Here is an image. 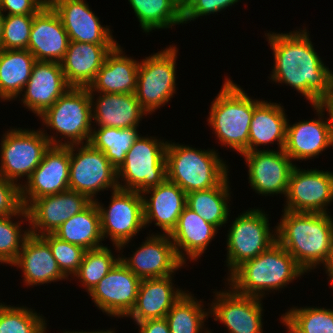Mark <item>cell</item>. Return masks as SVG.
<instances>
[{"instance_id": "16", "label": "cell", "mask_w": 333, "mask_h": 333, "mask_svg": "<svg viewBox=\"0 0 333 333\" xmlns=\"http://www.w3.org/2000/svg\"><path fill=\"white\" fill-rule=\"evenodd\" d=\"M141 279L120 260L88 293L95 307L112 318H127L133 310Z\"/></svg>"}, {"instance_id": "45", "label": "cell", "mask_w": 333, "mask_h": 333, "mask_svg": "<svg viewBox=\"0 0 333 333\" xmlns=\"http://www.w3.org/2000/svg\"><path fill=\"white\" fill-rule=\"evenodd\" d=\"M22 208L20 187L0 175V216L17 214Z\"/></svg>"}, {"instance_id": "36", "label": "cell", "mask_w": 333, "mask_h": 333, "mask_svg": "<svg viewBox=\"0 0 333 333\" xmlns=\"http://www.w3.org/2000/svg\"><path fill=\"white\" fill-rule=\"evenodd\" d=\"M203 300L187 290L165 316L170 333H210L205 323L210 318V307L208 303L206 308Z\"/></svg>"}, {"instance_id": "52", "label": "cell", "mask_w": 333, "mask_h": 333, "mask_svg": "<svg viewBox=\"0 0 333 333\" xmlns=\"http://www.w3.org/2000/svg\"><path fill=\"white\" fill-rule=\"evenodd\" d=\"M46 5H50L54 0H42Z\"/></svg>"}, {"instance_id": "11", "label": "cell", "mask_w": 333, "mask_h": 333, "mask_svg": "<svg viewBox=\"0 0 333 333\" xmlns=\"http://www.w3.org/2000/svg\"><path fill=\"white\" fill-rule=\"evenodd\" d=\"M110 195L108 207L99 199L94 202L100 214L103 239L109 238L114 252L123 253L125 247H133L130 242L145 230L143 197L136 191L120 188L111 191Z\"/></svg>"}, {"instance_id": "18", "label": "cell", "mask_w": 333, "mask_h": 333, "mask_svg": "<svg viewBox=\"0 0 333 333\" xmlns=\"http://www.w3.org/2000/svg\"><path fill=\"white\" fill-rule=\"evenodd\" d=\"M70 145L50 146L42 162L20 187L26 208L33 200L69 190Z\"/></svg>"}, {"instance_id": "33", "label": "cell", "mask_w": 333, "mask_h": 333, "mask_svg": "<svg viewBox=\"0 0 333 333\" xmlns=\"http://www.w3.org/2000/svg\"><path fill=\"white\" fill-rule=\"evenodd\" d=\"M36 62L27 49H0V102L15 101L31 77Z\"/></svg>"}, {"instance_id": "46", "label": "cell", "mask_w": 333, "mask_h": 333, "mask_svg": "<svg viewBox=\"0 0 333 333\" xmlns=\"http://www.w3.org/2000/svg\"><path fill=\"white\" fill-rule=\"evenodd\" d=\"M46 4L42 0H0L3 15H35Z\"/></svg>"}, {"instance_id": "26", "label": "cell", "mask_w": 333, "mask_h": 333, "mask_svg": "<svg viewBox=\"0 0 333 333\" xmlns=\"http://www.w3.org/2000/svg\"><path fill=\"white\" fill-rule=\"evenodd\" d=\"M89 93L93 128L114 127L123 129L139 127L142 119L149 115L141 107L135 94Z\"/></svg>"}, {"instance_id": "19", "label": "cell", "mask_w": 333, "mask_h": 333, "mask_svg": "<svg viewBox=\"0 0 333 333\" xmlns=\"http://www.w3.org/2000/svg\"><path fill=\"white\" fill-rule=\"evenodd\" d=\"M92 201L75 191H65L33 200L27 207L30 234H54L72 216L86 209Z\"/></svg>"}, {"instance_id": "47", "label": "cell", "mask_w": 333, "mask_h": 333, "mask_svg": "<svg viewBox=\"0 0 333 333\" xmlns=\"http://www.w3.org/2000/svg\"><path fill=\"white\" fill-rule=\"evenodd\" d=\"M137 333H170L166 318L148 319L135 324Z\"/></svg>"}, {"instance_id": "39", "label": "cell", "mask_w": 333, "mask_h": 333, "mask_svg": "<svg viewBox=\"0 0 333 333\" xmlns=\"http://www.w3.org/2000/svg\"><path fill=\"white\" fill-rule=\"evenodd\" d=\"M24 222L28 227L23 226ZM29 235V217L26 208L23 207L17 214L0 216V264H8L11 267Z\"/></svg>"}, {"instance_id": "30", "label": "cell", "mask_w": 333, "mask_h": 333, "mask_svg": "<svg viewBox=\"0 0 333 333\" xmlns=\"http://www.w3.org/2000/svg\"><path fill=\"white\" fill-rule=\"evenodd\" d=\"M124 49L118 43L106 55L102 67L88 86L89 92L135 93L140 59L126 55Z\"/></svg>"}, {"instance_id": "27", "label": "cell", "mask_w": 333, "mask_h": 333, "mask_svg": "<svg viewBox=\"0 0 333 333\" xmlns=\"http://www.w3.org/2000/svg\"><path fill=\"white\" fill-rule=\"evenodd\" d=\"M285 111L280 102L254 98V113L249 130V152L259 151L262 147L263 151L273 150L269 145L274 144L277 145V150L284 148L289 119Z\"/></svg>"}, {"instance_id": "14", "label": "cell", "mask_w": 333, "mask_h": 333, "mask_svg": "<svg viewBox=\"0 0 333 333\" xmlns=\"http://www.w3.org/2000/svg\"><path fill=\"white\" fill-rule=\"evenodd\" d=\"M224 283L225 289L211 292L210 318L213 316L228 333H264V299L238 294Z\"/></svg>"}, {"instance_id": "43", "label": "cell", "mask_w": 333, "mask_h": 333, "mask_svg": "<svg viewBox=\"0 0 333 333\" xmlns=\"http://www.w3.org/2000/svg\"><path fill=\"white\" fill-rule=\"evenodd\" d=\"M34 15H4L1 49H27Z\"/></svg>"}, {"instance_id": "17", "label": "cell", "mask_w": 333, "mask_h": 333, "mask_svg": "<svg viewBox=\"0 0 333 333\" xmlns=\"http://www.w3.org/2000/svg\"><path fill=\"white\" fill-rule=\"evenodd\" d=\"M240 156L248 168V184L256 194L286 197L295 164L283 149L244 152Z\"/></svg>"}, {"instance_id": "49", "label": "cell", "mask_w": 333, "mask_h": 333, "mask_svg": "<svg viewBox=\"0 0 333 333\" xmlns=\"http://www.w3.org/2000/svg\"><path fill=\"white\" fill-rule=\"evenodd\" d=\"M325 274H327V280L329 281L330 288L333 290V251L331 254V258L327 265L323 268Z\"/></svg>"}, {"instance_id": "34", "label": "cell", "mask_w": 333, "mask_h": 333, "mask_svg": "<svg viewBox=\"0 0 333 333\" xmlns=\"http://www.w3.org/2000/svg\"><path fill=\"white\" fill-rule=\"evenodd\" d=\"M142 32L183 26V0H128ZM141 26V27H140Z\"/></svg>"}, {"instance_id": "10", "label": "cell", "mask_w": 333, "mask_h": 333, "mask_svg": "<svg viewBox=\"0 0 333 333\" xmlns=\"http://www.w3.org/2000/svg\"><path fill=\"white\" fill-rule=\"evenodd\" d=\"M15 127L5 129L0 139V175L21 187L51 144L40 128Z\"/></svg>"}, {"instance_id": "7", "label": "cell", "mask_w": 333, "mask_h": 333, "mask_svg": "<svg viewBox=\"0 0 333 333\" xmlns=\"http://www.w3.org/2000/svg\"><path fill=\"white\" fill-rule=\"evenodd\" d=\"M237 215L228 224L225 234L227 247L224 266L228 272L224 281L243 263L256 258L277 242L276 225L272 228L269 223L271 215L263 207H249Z\"/></svg>"}, {"instance_id": "48", "label": "cell", "mask_w": 333, "mask_h": 333, "mask_svg": "<svg viewBox=\"0 0 333 333\" xmlns=\"http://www.w3.org/2000/svg\"><path fill=\"white\" fill-rule=\"evenodd\" d=\"M318 105L324 111L328 119L330 138L333 145V92L328 97L320 100L318 102Z\"/></svg>"}, {"instance_id": "20", "label": "cell", "mask_w": 333, "mask_h": 333, "mask_svg": "<svg viewBox=\"0 0 333 333\" xmlns=\"http://www.w3.org/2000/svg\"><path fill=\"white\" fill-rule=\"evenodd\" d=\"M317 118L301 119L292 124L287 122L286 141L283 150L294 162L302 163L318 158L326 149H333L329 123L324 111L318 104L311 105ZM329 148V149H328Z\"/></svg>"}, {"instance_id": "21", "label": "cell", "mask_w": 333, "mask_h": 333, "mask_svg": "<svg viewBox=\"0 0 333 333\" xmlns=\"http://www.w3.org/2000/svg\"><path fill=\"white\" fill-rule=\"evenodd\" d=\"M50 6L60 17L70 41L118 44L110 25H103L86 0H54Z\"/></svg>"}, {"instance_id": "41", "label": "cell", "mask_w": 333, "mask_h": 333, "mask_svg": "<svg viewBox=\"0 0 333 333\" xmlns=\"http://www.w3.org/2000/svg\"><path fill=\"white\" fill-rule=\"evenodd\" d=\"M45 318L32 307L0 302V333H47Z\"/></svg>"}, {"instance_id": "37", "label": "cell", "mask_w": 333, "mask_h": 333, "mask_svg": "<svg viewBox=\"0 0 333 333\" xmlns=\"http://www.w3.org/2000/svg\"><path fill=\"white\" fill-rule=\"evenodd\" d=\"M140 134L138 127L93 128L89 143L95 149L102 151L111 165L118 170L125 162L127 152Z\"/></svg>"}, {"instance_id": "12", "label": "cell", "mask_w": 333, "mask_h": 333, "mask_svg": "<svg viewBox=\"0 0 333 333\" xmlns=\"http://www.w3.org/2000/svg\"><path fill=\"white\" fill-rule=\"evenodd\" d=\"M69 174V190L86 195L92 202L100 192L119 188L117 170L90 143L70 145Z\"/></svg>"}, {"instance_id": "6", "label": "cell", "mask_w": 333, "mask_h": 333, "mask_svg": "<svg viewBox=\"0 0 333 333\" xmlns=\"http://www.w3.org/2000/svg\"><path fill=\"white\" fill-rule=\"evenodd\" d=\"M38 118L51 146L89 143L93 118L88 88L71 87Z\"/></svg>"}, {"instance_id": "23", "label": "cell", "mask_w": 333, "mask_h": 333, "mask_svg": "<svg viewBox=\"0 0 333 333\" xmlns=\"http://www.w3.org/2000/svg\"><path fill=\"white\" fill-rule=\"evenodd\" d=\"M141 194L145 229L153 223L160 229L158 234L170 235L187 205V194L167 179Z\"/></svg>"}, {"instance_id": "38", "label": "cell", "mask_w": 333, "mask_h": 333, "mask_svg": "<svg viewBox=\"0 0 333 333\" xmlns=\"http://www.w3.org/2000/svg\"><path fill=\"white\" fill-rule=\"evenodd\" d=\"M278 320L286 333H333V309L326 306L292 305Z\"/></svg>"}, {"instance_id": "29", "label": "cell", "mask_w": 333, "mask_h": 333, "mask_svg": "<svg viewBox=\"0 0 333 333\" xmlns=\"http://www.w3.org/2000/svg\"><path fill=\"white\" fill-rule=\"evenodd\" d=\"M219 230L207 223L187 206L179 216L175 229L170 234L178 257L186 264L198 262L206 253ZM188 259V260H187Z\"/></svg>"}, {"instance_id": "8", "label": "cell", "mask_w": 333, "mask_h": 333, "mask_svg": "<svg viewBox=\"0 0 333 333\" xmlns=\"http://www.w3.org/2000/svg\"><path fill=\"white\" fill-rule=\"evenodd\" d=\"M179 48L174 43L140 59L135 96L149 114L166 107L177 94V63ZM177 78V79H176Z\"/></svg>"}, {"instance_id": "4", "label": "cell", "mask_w": 333, "mask_h": 333, "mask_svg": "<svg viewBox=\"0 0 333 333\" xmlns=\"http://www.w3.org/2000/svg\"><path fill=\"white\" fill-rule=\"evenodd\" d=\"M223 85L211 102L207 125L220 147L240 155L249 152V130L254 113V99L242 86L224 76Z\"/></svg>"}, {"instance_id": "31", "label": "cell", "mask_w": 333, "mask_h": 333, "mask_svg": "<svg viewBox=\"0 0 333 333\" xmlns=\"http://www.w3.org/2000/svg\"><path fill=\"white\" fill-rule=\"evenodd\" d=\"M117 44H92L70 41L60 62L70 87L88 88L102 67L106 55Z\"/></svg>"}, {"instance_id": "40", "label": "cell", "mask_w": 333, "mask_h": 333, "mask_svg": "<svg viewBox=\"0 0 333 333\" xmlns=\"http://www.w3.org/2000/svg\"><path fill=\"white\" fill-rule=\"evenodd\" d=\"M119 260L120 253L115 255L107 245L86 250L80 268L71 280H77L88 294Z\"/></svg>"}, {"instance_id": "3", "label": "cell", "mask_w": 333, "mask_h": 333, "mask_svg": "<svg viewBox=\"0 0 333 333\" xmlns=\"http://www.w3.org/2000/svg\"><path fill=\"white\" fill-rule=\"evenodd\" d=\"M306 275L290 253L278 242L256 258L239 266L226 280L236 293L265 299ZM275 290V291H274Z\"/></svg>"}, {"instance_id": "5", "label": "cell", "mask_w": 333, "mask_h": 333, "mask_svg": "<svg viewBox=\"0 0 333 333\" xmlns=\"http://www.w3.org/2000/svg\"><path fill=\"white\" fill-rule=\"evenodd\" d=\"M172 141L168 140L165 151L167 180L186 194L217 187L230 176V166L220 157L218 149L205 150Z\"/></svg>"}, {"instance_id": "1", "label": "cell", "mask_w": 333, "mask_h": 333, "mask_svg": "<svg viewBox=\"0 0 333 333\" xmlns=\"http://www.w3.org/2000/svg\"><path fill=\"white\" fill-rule=\"evenodd\" d=\"M303 28L286 33L264 31L274 60L267 81L286 84L314 105L333 92V71L316 52L308 27Z\"/></svg>"}, {"instance_id": "50", "label": "cell", "mask_w": 333, "mask_h": 333, "mask_svg": "<svg viewBox=\"0 0 333 333\" xmlns=\"http://www.w3.org/2000/svg\"><path fill=\"white\" fill-rule=\"evenodd\" d=\"M115 332H116L115 328H109L107 330L106 329L105 330L104 329H102V330L99 329V331H98V329L94 330V331L93 330L92 331L91 330H89V331H86V330L85 331H83V330H80V331L79 330H77V331L76 330H70L69 331L68 330L67 331L66 329L63 332L61 331V333H115Z\"/></svg>"}, {"instance_id": "2", "label": "cell", "mask_w": 333, "mask_h": 333, "mask_svg": "<svg viewBox=\"0 0 333 333\" xmlns=\"http://www.w3.org/2000/svg\"><path fill=\"white\" fill-rule=\"evenodd\" d=\"M276 223L277 242L296 263L310 274L327 265L333 251V216L331 213H306L282 210Z\"/></svg>"}, {"instance_id": "35", "label": "cell", "mask_w": 333, "mask_h": 333, "mask_svg": "<svg viewBox=\"0 0 333 333\" xmlns=\"http://www.w3.org/2000/svg\"><path fill=\"white\" fill-rule=\"evenodd\" d=\"M54 235L71 244L79 245L85 250L105 246L101 232L100 214L95 202L82 212L65 221Z\"/></svg>"}, {"instance_id": "22", "label": "cell", "mask_w": 333, "mask_h": 333, "mask_svg": "<svg viewBox=\"0 0 333 333\" xmlns=\"http://www.w3.org/2000/svg\"><path fill=\"white\" fill-rule=\"evenodd\" d=\"M70 88L60 62L36 61L16 101H21L27 111L38 117Z\"/></svg>"}, {"instance_id": "9", "label": "cell", "mask_w": 333, "mask_h": 333, "mask_svg": "<svg viewBox=\"0 0 333 333\" xmlns=\"http://www.w3.org/2000/svg\"><path fill=\"white\" fill-rule=\"evenodd\" d=\"M161 138L140 134L117 170L120 189L143 193L167 179L165 151L168 140Z\"/></svg>"}, {"instance_id": "28", "label": "cell", "mask_w": 333, "mask_h": 333, "mask_svg": "<svg viewBox=\"0 0 333 333\" xmlns=\"http://www.w3.org/2000/svg\"><path fill=\"white\" fill-rule=\"evenodd\" d=\"M174 275L142 279L133 310L127 316L133 324L144 320L164 318L172 306L187 291L174 284ZM176 286V287H175Z\"/></svg>"}, {"instance_id": "25", "label": "cell", "mask_w": 333, "mask_h": 333, "mask_svg": "<svg viewBox=\"0 0 333 333\" xmlns=\"http://www.w3.org/2000/svg\"><path fill=\"white\" fill-rule=\"evenodd\" d=\"M13 266L21 270L22 282L27 288L69 280L59 269L49 244L41 236L30 234L27 237Z\"/></svg>"}, {"instance_id": "42", "label": "cell", "mask_w": 333, "mask_h": 333, "mask_svg": "<svg viewBox=\"0 0 333 333\" xmlns=\"http://www.w3.org/2000/svg\"><path fill=\"white\" fill-rule=\"evenodd\" d=\"M41 237L49 244L61 272L71 281L80 268L86 250L79 245L63 241L54 234Z\"/></svg>"}, {"instance_id": "44", "label": "cell", "mask_w": 333, "mask_h": 333, "mask_svg": "<svg viewBox=\"0 0 333 333\" xmlns=\"http://www.w3.org/2000/svg\"><path fill=\"white\" fill-rule=\"evenodd\" d=\"M241 0H183V25L224 12Z\"/></svg>"}, {"instance_id": "13", "label": "cell", "mask_w": 333, "mask_h": 333, "mask_svg": "<svg viewBox=\"0 0 333 333\" xmlns=\"http://www.w3.org/2000/svg\"><path fill=\"white\" fill-rule=\"evenodd\" d=\"M333 172L295 165L283 209L291 212L330 213L333 204Z\"/></svg>"}, {"instance_id": "15", "label": "cell", "mask_w": 333, "mask_h": 333, "mask_svg": "<svg viewBox=\"0 0 333 333\" xmlns=\"http://www.w3.org/2000/svg\"><path fill=\"white\" fill-rule=\"evenodd\" d=\"M154 233L149 232L141 245L128 253L129 257L120 253V261L141 280L176 276L187 267L178 257L170 235Z\"/></svg>"}, {"instance_id": "51", "label": "cell", "mask_w": 333, "mask_h": 333, "mask_svg": "<svg viewBox=\"0 0 333 333\" xmlns=\"http://www.w3.org/2000/svg\"><path fill=\"white\" fill-rule=\"evenodd\" d=\"M3 19H4V15L0 12V49H1V39H2V31H3Z\"/></svg>"}, {"instance_id": "24", "label": "cell", "mask_w": 333, "mask_h": 333, "mask_svg": "<svg viewBox=\"0 0 333 333\" xmlns=\"http://www.w3.org/2000/svg\"><path fill=\"white\" fill-rule=\"evenodd\" d=\"M70 39L58 14L45 5L34 15L27 50L36 61L61 62Z\"/></svg>"}, {"instance_id": "32", "label": "cell", "mask_w": 333, "mask_h": 333, "mask_svg": "<svg viewBox=\"0 0 333 333\" xmlns=\"http://www.w3.org/2000/svg\"><path fill=\"white\" fill-rule=\"evenodd\" d=\"M229 179L227 176L217 187L187 193L186 206L218 230L230 223L232 191Z\"/></svg>"}]
</instances>
